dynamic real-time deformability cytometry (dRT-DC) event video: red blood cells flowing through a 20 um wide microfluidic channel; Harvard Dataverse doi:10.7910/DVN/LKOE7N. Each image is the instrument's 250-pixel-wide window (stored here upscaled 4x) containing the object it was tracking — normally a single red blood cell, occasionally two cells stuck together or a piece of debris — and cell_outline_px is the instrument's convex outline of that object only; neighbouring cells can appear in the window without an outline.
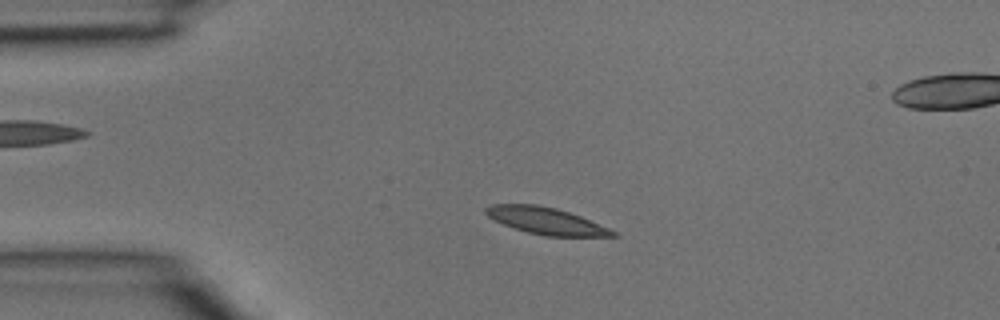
{"species": "common noctule bat (a hibernating species)", "species_latin": "Nyctalus noctula", "temperature_condition": "room temperature", "stored_images_in_passage": 14, "camera_frame_rate_fps": 3000, "um_per_image_px": 0.085, "animal": {"sex": "male", "body_mass_g": 15.6}, "frame": {"image": 1, "passage_image": 8, "time_ms": 2.333, "image_size_px": [1000, 320], "cell_outline_px": [[620, 236], [544, 236], [528, 232], [504, 224], [488, 216], [484, 212], [484, 208], [492, 204], [536, 204], [556, 208], [580, 216], [608, 228], [616, 232]], "centroid_in_image_um": [46.4, 18.76], "position_along_channel_um": 38.6, "area_um2": 19.54}}
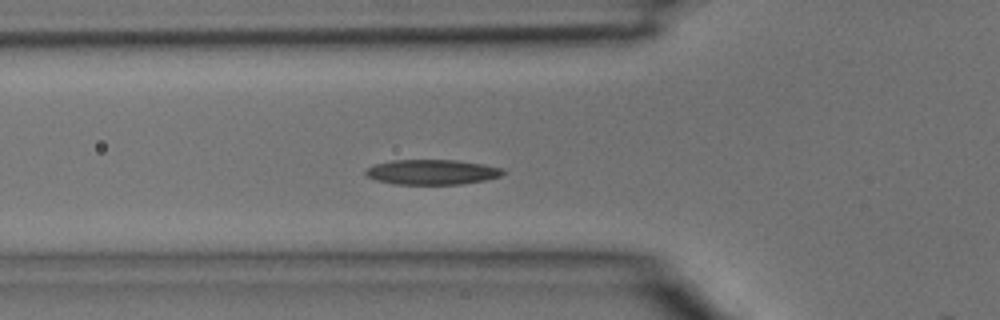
{"frame": {"image": 2, "passage_image": 13, "time_ms": 4.0, "image_size_px": [1000, 320], "cell_outline_px": [[504, 172], [500, 176], [484, 180], [460, 184], [392, 184], [376, 180], [368, 176], [364, 172], [364, 168], [376, 164], [392, 160], [456, 160], [484, 164], [504, 168]], "centroid_in_image_um": [36.7, 14.62], "position_along_channel_um": 89.1, "area_um2": 20.06}}